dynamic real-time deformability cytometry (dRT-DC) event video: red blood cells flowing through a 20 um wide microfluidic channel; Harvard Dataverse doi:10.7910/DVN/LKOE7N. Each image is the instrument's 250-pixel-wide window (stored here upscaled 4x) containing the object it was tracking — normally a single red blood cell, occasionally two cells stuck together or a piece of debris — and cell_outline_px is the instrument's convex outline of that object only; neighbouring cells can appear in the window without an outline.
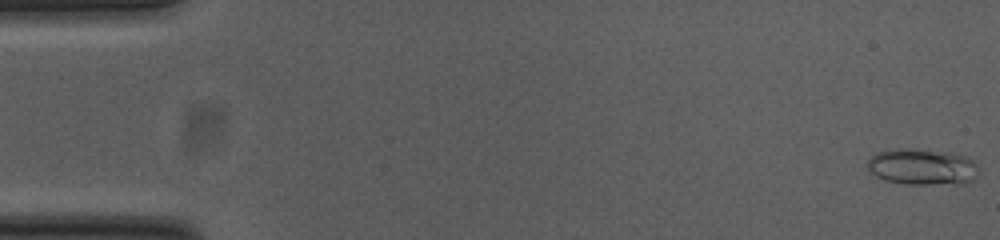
{"species": "common noctule bat (a hibernating species)", "species_latin": "Nyctalus noctula", "temperature_condition": "cold", "stored_images_in_passage": 53, "camera_frame_rate_fps": 3000, "um_per_image_px": 0.085, "animal": {"sex": "female", "body_mass_g": 23.0, "forearm_length_mm": 53.4}, "frame": {"image": 1, "passage_image": 1, "time_ms": 0.0, "image_size_px": [1000, 240], "cell_outline_px": [[980, 168], [976, 176], [972, 180], [964, 184], [904, 184], [884, 180], [876, 176], [868, 168], [868, 160], [876, 152], [896, 148], [904, 148], [952, 152], [964, 156], [972, 160]], "centroid_in_image_um": [78.41, 14.18], "position_along_channel_um": 6.6, "area_um2": 23.7}}
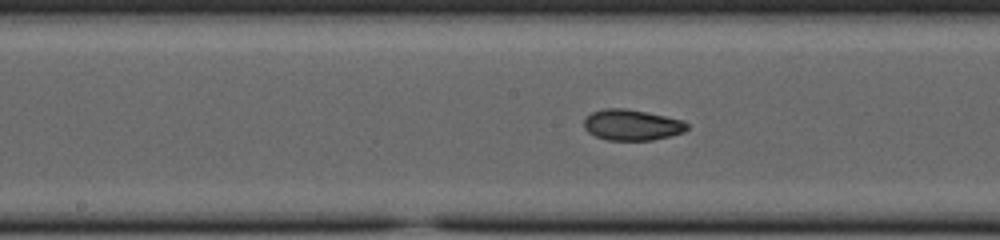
{"frame": {"image": 2, "passage_image": 27, "time_ms": 8.667, "image_size_px": [1000, 240], "cell_outline_px": [[688, 128], [684, 132], [672, 136], [652, 140], [608, 140], [596, 136], [588, 132], [584, 128], [584, 120], [592, 112], [604, 108], [628, 108], [684, 120], [688, 124]], "centroid_in_image_um": [53.74, 10.61], "position_along_channel_um": 194.5, "area_um2": 18.67}}
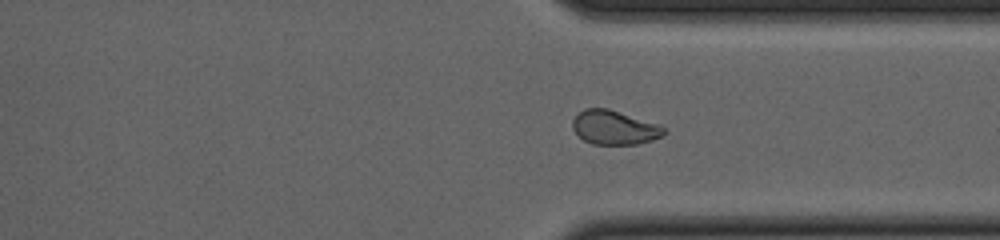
{"frame": {"image": 3, "passage_image": 40, "time_ms": 13.0, "image_size_px": [1000, 240], "cell_outline_px": [[668, 132], [664, 136], [652, 140], [636, 144], [592, 144], [584, 140], [572, 128], [572, 120], [584, 108], [608, 108], [660, 124]], "centroid_in_image_um": [52.26, 10.83], "position_along_channel_um": 359.1, "area_um2": 18.26}, "authors_computed_cell_mechanics": {"area_um2": 18.9584, "velocity_mm_per_s": 3.8022, "shape_relaxation_time_tau1_ms": null, "shape_relaxation_time_tau2_ms": 1.9475, "deformation_change_tau1": null, "deformation_change_tau2": 0.0523}}